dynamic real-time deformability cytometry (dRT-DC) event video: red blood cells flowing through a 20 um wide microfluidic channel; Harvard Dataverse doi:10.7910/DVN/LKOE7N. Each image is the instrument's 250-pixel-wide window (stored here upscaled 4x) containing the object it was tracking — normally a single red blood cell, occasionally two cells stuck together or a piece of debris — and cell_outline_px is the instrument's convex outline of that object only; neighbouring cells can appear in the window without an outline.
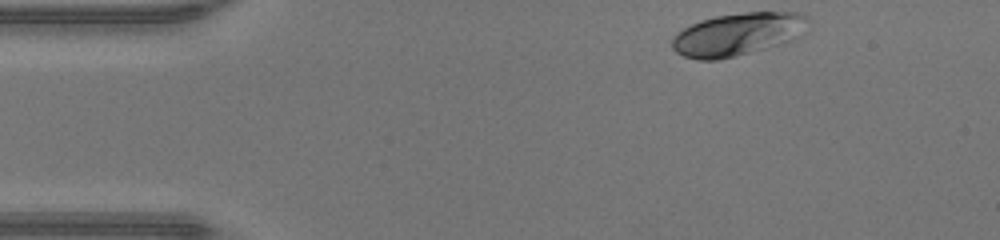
{"species": "human", "species_latin": "Homo sapiens", "temperature_condition": "warm", "stored_images_in_passage": 38, "camera_frame_rate_fps": 3000, "um_per_image_px": 0.085, "donor": {"sex": "male"}, "frame": {"image": 1, "passage_image": 1, "time_ms": 0.0, "image_size_px": [1000, 240], "cell_outline_px": [[812, 20], [808, 32], [792, 40], [764, 48], [720, 60], [696, 60], [684, 56], [676, 52], [672, 48], [672, 40], [684, 28], [700, 20], [716, 16], [744, 12], [796, 12], [808, 16]], "centroid_in_image_um": [62.79, 2.9], "position_along_channel_um": 22.2, "area_um2": 34.1}}
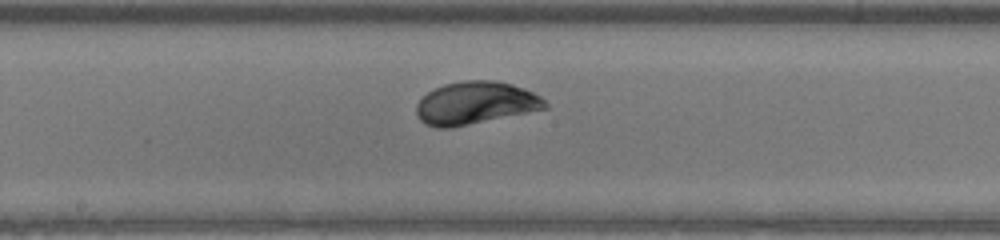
{"frame": {"image": 2, "passage_image": 19, "time_ms": 6.0, "image_size_px": [1000, 240], "cell_outline_px": [[548, 108], [452, 128], [436, 128], [424, 124], [416, 116], [416, 104], [428, 92], [444, 84], [464, 80], [496, 80], [512, 84], [524, 88], [540, 96], [548, 104]], "centroid_in_image_um": [40.4, 8.76], "position_along_channel_um": 207.8, "area_um2": 32.14}}
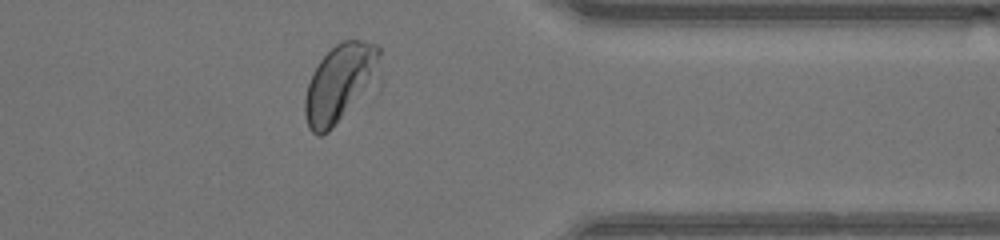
{"frame": {"image": 3, "passage_image": 32, "time_ms": 10.333, "image_size_px": [1000, 240], "cell_outline_px": [[380, 84], [328, 132], [320, 136], [316, 136], [308, 128], [304, 112], [304, 100], [308, 84], [312, 72], [320, 60], [336, 44], [344, 40], [364, 40], [376, 44], [380, 48]], "centroid_in_image_um": [28.98, 7.09], "position_along_channel_um": 382.4, "area_um2": 35.43}, "authors_computed_cell_mechanics": {"area_um2": 31.5588, "velocity_mm_per_s": 4.3669, "shape_relaxation_time_tau1_ms": 2.989, "shape_relaxation_time_tau2_ms": null, "deformation_change_tau1": 0.1712, "deformation_change_tau2": null}}